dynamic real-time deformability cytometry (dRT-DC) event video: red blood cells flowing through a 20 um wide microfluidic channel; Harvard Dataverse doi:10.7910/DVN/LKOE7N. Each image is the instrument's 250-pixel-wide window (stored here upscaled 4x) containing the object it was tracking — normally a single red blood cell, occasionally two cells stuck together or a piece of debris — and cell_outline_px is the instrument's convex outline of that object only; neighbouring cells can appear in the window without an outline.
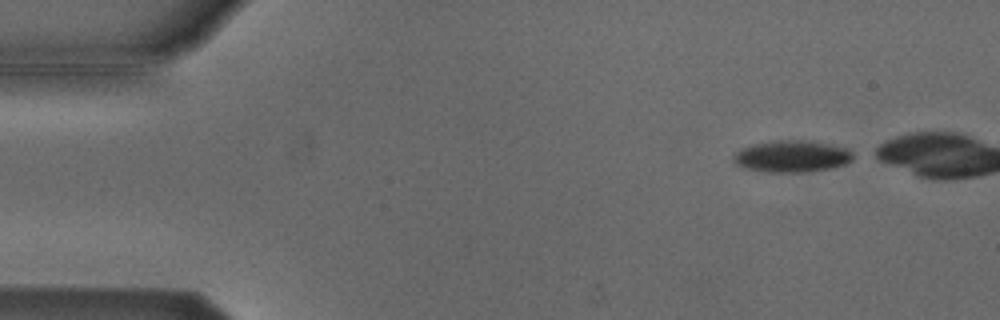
{"species": "Egyptian fruit bat (a non-hibernating species)", "species_latin": "Rousettus aegyptiacus", "temperature_condition": "cold", "stored_images_in_passage": 5, "camera_frame_rate_fps": 3000, "um_per_image_px": 0.085, "animal": {"sex": "male"}, "frame": {"image": 1, "passage_image": 1, "time_ms": 0.0, "image_size_px": [1000, 320], "cell_outline_px": [[852, 160], [844, 164], [828, 168], [804, 172], [768, 172], [744, 168], [736, 164], [732, 160], [732, 156], [740, 148], [756, 144], [780, 140], [796, 140], [824, 144], [844, 148], [852, 152]], "centroid_in_image_um": [67.23, 13.3], "position_along_channel_um": 17.8, "area_um2": 21.56}}